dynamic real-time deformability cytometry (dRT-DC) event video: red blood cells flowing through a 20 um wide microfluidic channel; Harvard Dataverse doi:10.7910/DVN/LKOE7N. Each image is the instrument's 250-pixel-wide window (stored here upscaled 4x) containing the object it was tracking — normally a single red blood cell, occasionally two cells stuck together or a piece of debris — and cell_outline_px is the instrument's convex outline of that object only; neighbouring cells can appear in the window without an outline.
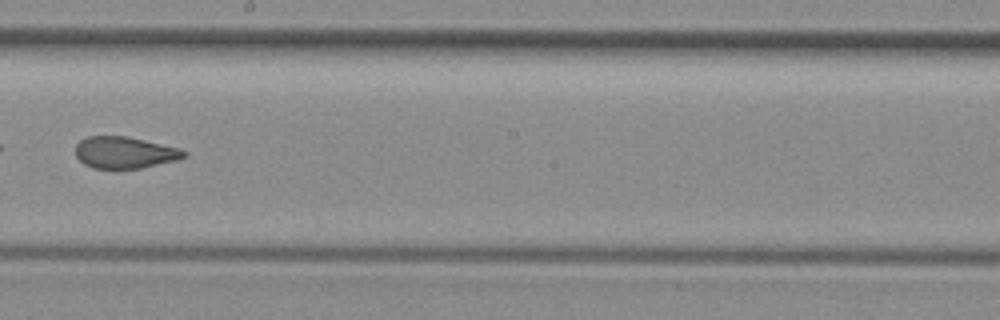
{"species": "common noctule bat (a hibernating species)", "species_latin": "Nyctalus noctula", "temperature_condition": "room temperature", "stored_images_in_passage": 7, "camera_frame_rate_fps": 3000, "um_per_image_px": 0.085, "animal": {"sex": "female", "body_mass_g": 29.2, "forearm_length_mm": 56.3}, "frame": {"image": 1, "passage_image": 6, "time_ms": 5.667, "image_size_px": [1000, 320], "cell_outline_px": [[188, 156], [176, 160], [140, 168], [92, 168], [84, 164], [76, 156], [76, 144], [80, 140], [88, 136], [124, 136], [180, 148], [188, 152]], "centroid_in_image_um": [10.6, 12.96], "position_along_channel_um": 237.6, "area_um2": 19.88}}
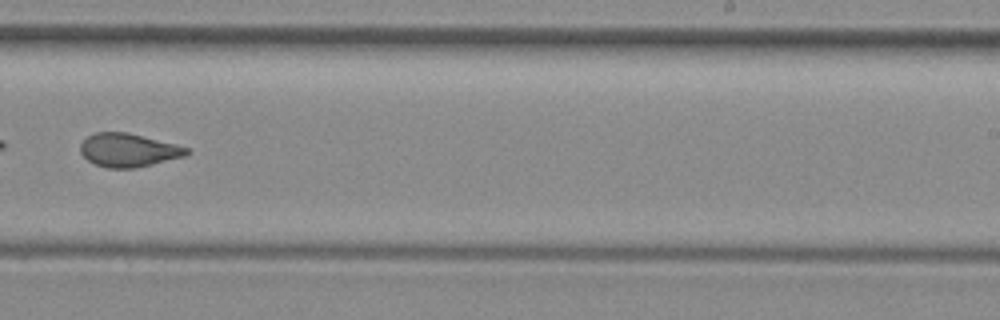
{"frame": {"image": 2, "passage_image": 7, "time_ms": 6.667, "image_size_px": [1000, 320], "cell_outline_px": [[192, 152], [184, 156], [136, 168], [108, 168], [96, 164], [88, 160], [80, 152], [80, 144], [88, 136], [96, 132], [128, 132], [192, 148]], "centroid_in_image_um": [10.95, 12.75], "position_along_channel_um": 278.1, "area_um2": 20.75}}